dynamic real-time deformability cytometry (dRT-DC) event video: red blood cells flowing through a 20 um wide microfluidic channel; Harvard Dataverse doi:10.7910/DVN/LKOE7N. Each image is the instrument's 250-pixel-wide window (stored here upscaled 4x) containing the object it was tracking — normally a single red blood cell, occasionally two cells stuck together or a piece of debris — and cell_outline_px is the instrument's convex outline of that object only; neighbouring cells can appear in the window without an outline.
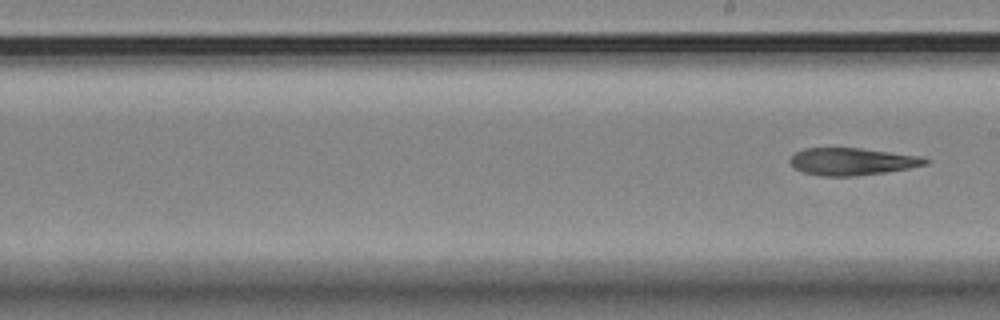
{"species": "Egyptian fruit bat (a non-hibernating species)", "species_latin": "Rousettus aegyptiacus", "temperature_condition": "room temperature", "stored_images_in_passage": 10, "segment_of_instrument_passage": [2, 2], "camera_frame_rate_fps": 3000, "um_per_image_px": 0.085, "animal": {"sex": "female"}, "frame": {"image": 1, "passage_image": 10, "time_ms": 3.0, "image_size_px": [1000, 320], "cell_outline_px": [[928, 164], [908, 168], [884, 172], [856, 176], [820, 176], [804, 172], [796, 168], [788, 160], [796, 152], [804, 148], [860, 148], [920, 156], [928, 160]], "centroid_in_image_um": [72.41, 13.73], "position_along_channel_um": 216.6, "area_um2": 21.27}}